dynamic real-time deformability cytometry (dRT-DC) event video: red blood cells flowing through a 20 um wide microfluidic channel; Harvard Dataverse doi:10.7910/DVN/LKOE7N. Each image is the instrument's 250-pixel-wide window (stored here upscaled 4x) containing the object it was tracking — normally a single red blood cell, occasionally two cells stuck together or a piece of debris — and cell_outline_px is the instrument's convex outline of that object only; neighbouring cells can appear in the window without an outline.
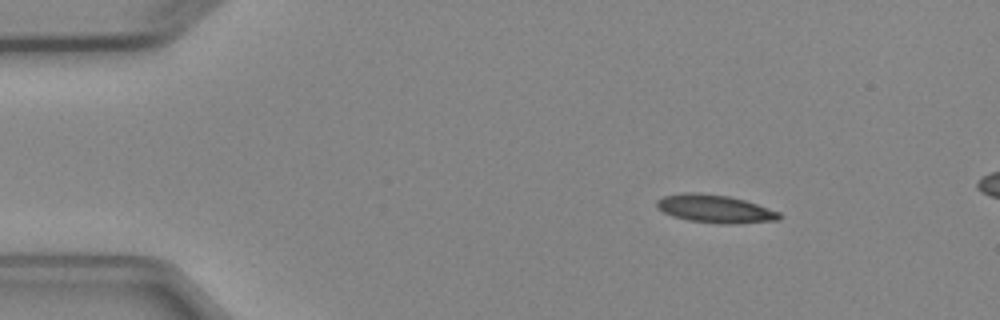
{"species": "Egyptian fruit bat (a non-hibernating species)", "species_latin": "Rousettus aegyptiacus", "temperature_condition": "cold", "stored_images_in_passage": 4, "camera_frame_rate_fps": 3000, "um_per_image_px": 0.085, "animal": {"sex": "female"}, "frame": {"image": 1, "passage_image": 2, "time_ms": 1.333, "image_size_px": [1000, 320], "cell_outline_px": [[780, 220], [732, 224], [724, 224], [688, 220], [672, 216], [656, 208], [656, 200], [664, 196], [684, 192], [696, 192], [728, 196], [744, 200], [780, 212]], "centroid_in_image_um": [60.74, 17.75], "position_along_channel_um": 24.3, "area_um2": 19.94}}